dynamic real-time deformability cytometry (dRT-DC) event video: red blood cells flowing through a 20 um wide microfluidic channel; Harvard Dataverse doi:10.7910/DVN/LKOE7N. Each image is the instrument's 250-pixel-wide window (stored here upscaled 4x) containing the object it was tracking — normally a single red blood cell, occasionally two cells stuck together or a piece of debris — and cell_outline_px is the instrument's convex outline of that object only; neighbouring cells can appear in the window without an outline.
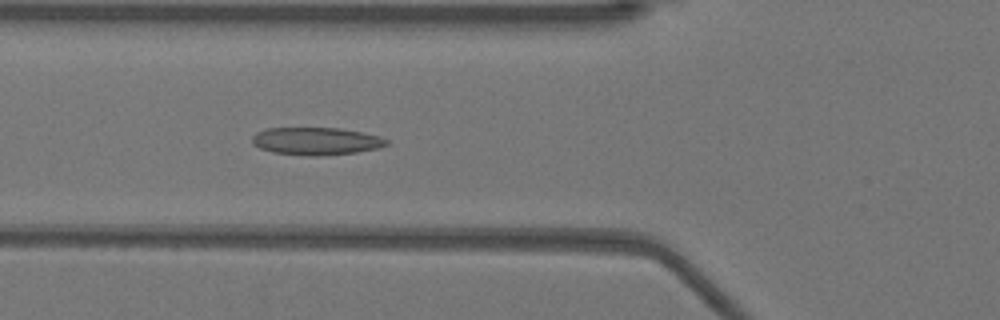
{"species": "Egyptian fruit bat (a non-hibernating species)", "species_latin": "Rousettus aegyptiacus", "temperature_condition": "warm", "stored_images_in_passage": 43, "camera_frame_rate_fps": 3000, "um_per_image_px": 0.085, "animal": {"sex": "female"}, "frame": {"image": 1, "passage_image": 10, "time_ms": 3.0, "image_size_px": [1000, 320], "cell_outline_px": [[388, 144], [376, 148], [356, 152], [320, 156], [308, 156], [272, 152], [260, 148], [252, 144], [252, 136], [256, 132], [264, 128], [340, 128], [380, 136], [388, 140]], "centroid_in_image_um": [26.82, 11.99], "position_along_channel_um": 99.0, "area_um2": 21.62}}
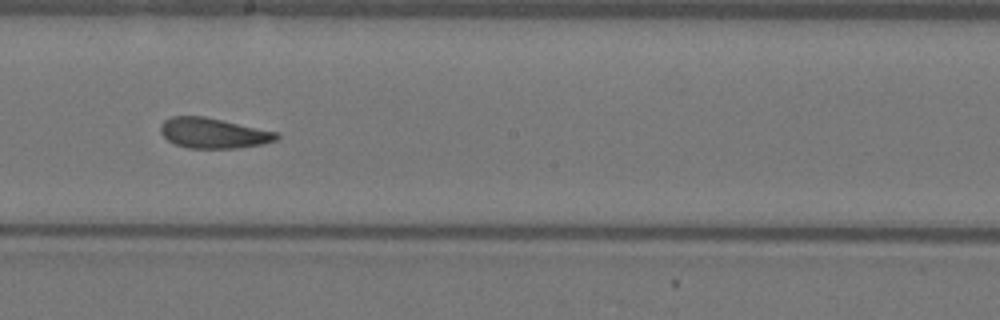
{"frame": {"image": 2, "passage_image": 20, "time_ms": 6.333, "image_size_px": [1000, 320], "cell_outline_px": [[280, 136], [276, 140], [260, 144], [240, 148], [188, 148], [176, 144], [168, 140], [160, 132], [160, 124], [164, 120], [172, 116], [204, 116], [276, 132]], "centroid_in_image_um": [18.09, 11.31], "position_along_channel_um": 230.1, "area_um2": 20.29}}
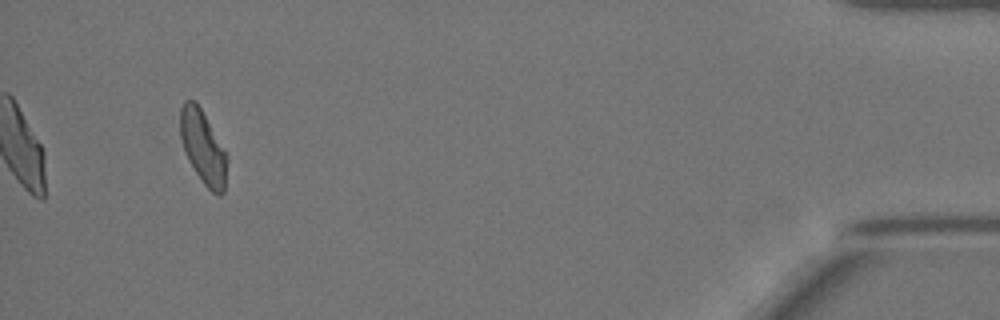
{"frame": {"image": 3, "passage_image": 40, "time_ms": 13.0, "image_size_px": [1000, 320], "cell_outline_px": [[224, 192], [220, 196], [216, 196], [204, 184], [188, 160], [184, 152], [180, 136], [180, 108], [184, 100], [196, 100], [224, 152]], "centroid_in_image_um": [17.17, 12.49], "position_along_channel_um": 418.0, "area_um2": 19.13}, "authors_computed_cell_mechanics": {"area_um2": 20.9814, "velocity_mm_per_s": 3.9284, "shape_relaxation_time_tau1_ms": null, "shape_relaxation_time_tau2_ms": 1.9861, "deformation_change_tau1": null, "deformation_change_tau2": 0.1004}}